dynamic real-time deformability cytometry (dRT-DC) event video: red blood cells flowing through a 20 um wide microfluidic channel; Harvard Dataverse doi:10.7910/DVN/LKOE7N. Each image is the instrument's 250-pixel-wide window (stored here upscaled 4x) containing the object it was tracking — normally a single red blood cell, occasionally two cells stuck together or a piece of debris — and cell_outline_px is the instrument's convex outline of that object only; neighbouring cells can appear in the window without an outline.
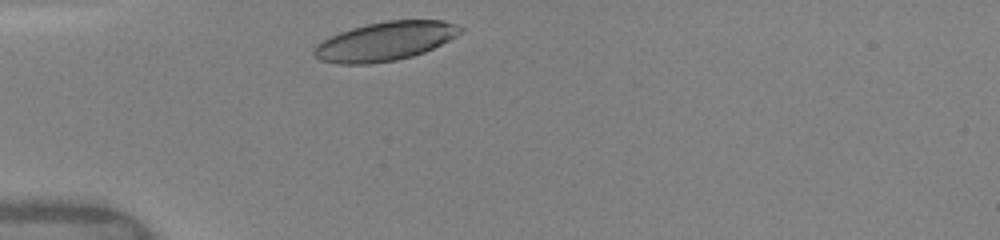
{"species": "human", "species_latin": "Homo sapiens", "temperature_condition": "warm", "stored_images_in_passage": 16, "camera_frame_rate_fps": 3000, "um_per_image_px": 0.085, "donor": {"sex": "female"}, "frame": {"image": 1, "passage_image": 1, "time_ms": 0.0, "image_size_px": [1000, 240], "cell_outline_px": [[464, 32], [424, 52], [412, 56], [396, 60], [368, 64], [340, 64], [320, 60], [312, 52], [316, 44], [340, 32], [352, 28], [368, 24], [388, 20], [444, 20], [456, 24], [464, 28]], "centroid_in_image_um": [32.76, 3.5], "position_along_channel_um": 52.2, "area_um2": 32.95}}
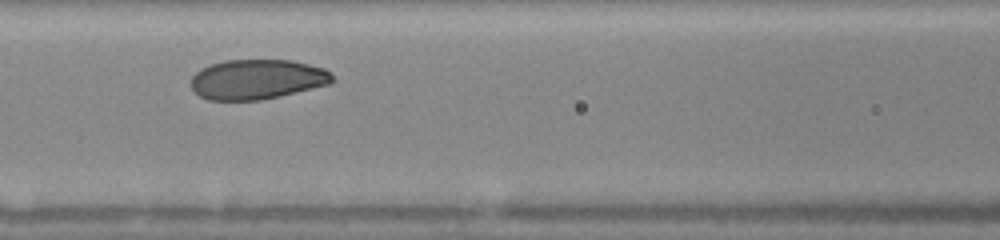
{"frame": {"image": 2, "passage_image": 7, "time_ms": 2.667, "image_size_px": [1000, 240], "cell_outline_px": [[332, 80], [328, 84], [260, 100], [208, 100], [200, 96], [192, 88], [192, 76], [200, 68], [208, 64], [224, 60], [292, 60], [324, 68], [332, 76]], "centroid_in_image_um": [21.79, 6.73], "position_along_channel_um": 144.8, "area_um2": 32.54}}
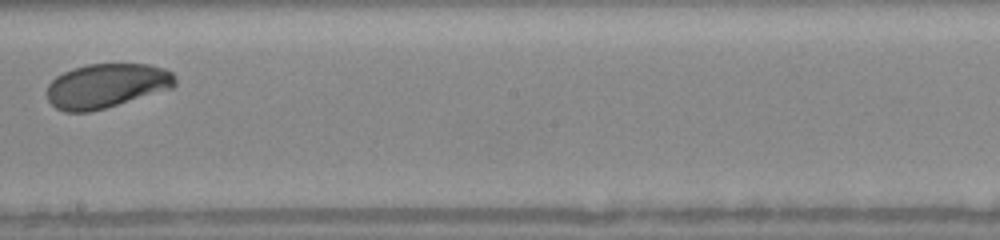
{"frame": {"image": 3, "passage_image": 12, "time_ms": 5.0, "image_size_px": [1000, 240], "cell_outline_px": [[176, 84], [172, 88], [104, 108], [88, 112], [64, 112], [56, 108], [48, 100], [48, 84], [56, 76], [72, 68], [88, 64], [148, 64], [164, 68], [172, 72], [176, 76]], "centroid_in_image_um": [9.05, 7.28], "position_along_channel_um": 239.2, "area_um2": 33.0}}